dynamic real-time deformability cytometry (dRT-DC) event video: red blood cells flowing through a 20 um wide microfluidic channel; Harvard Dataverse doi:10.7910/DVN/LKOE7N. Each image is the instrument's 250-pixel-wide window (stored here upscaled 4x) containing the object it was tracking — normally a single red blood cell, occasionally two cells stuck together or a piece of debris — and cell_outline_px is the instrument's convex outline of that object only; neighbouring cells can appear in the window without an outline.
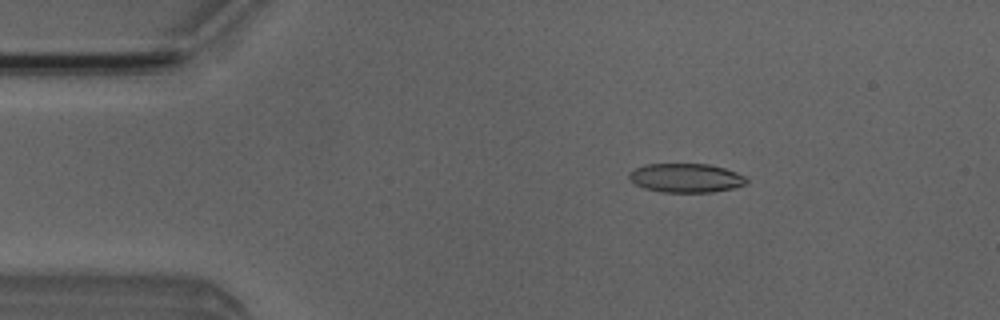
{"species": "Egyptian fruit bat (a non-hibernating species)", "species_latin": "Rousettus aegyptiacus", "temperature_condition": "room temperature", "stored_images_in_passage": 7, "camera_frame_rate_fps": 3000, "um_per_image_px": 0.085, "animal": {"sex": "male"}, "frame": {"image": 1, "passage_image": 2, "time_ms": 1.333, "image_size_px": [1000, 320], "cell_outline_px": [[748, 180], [744, 184], [732, 188], [712, 192], [664, 192], [644, 188], [636, 184], [628, 176], [628, 172], [644, 164], [708, 164], [724, 168], [736, 172], [744, 176]], "centroid_in_image_um": [58.29, 15.12], "position_along_channel_um": 26.7, "area_um2": 19.65}}
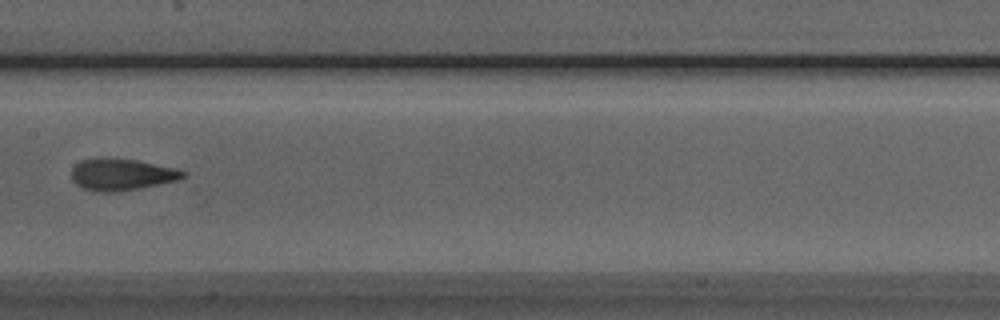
{"frame": {"image": 2, "passage_image": 7, "time_ms": 7.0, "image_size_px": [1000, 320], "cell_outline_px": [[188, 172], [180, 180], [120, 192], [92, 192], [80, 188], [72, 180], [72, 168], [80, 160], [104, 156], [136, 160], [172, 168]], "centroid_in_image_um": [10.28, 14.84], "position_along_channel_um": 197.1, "area_um2": 21.04}}